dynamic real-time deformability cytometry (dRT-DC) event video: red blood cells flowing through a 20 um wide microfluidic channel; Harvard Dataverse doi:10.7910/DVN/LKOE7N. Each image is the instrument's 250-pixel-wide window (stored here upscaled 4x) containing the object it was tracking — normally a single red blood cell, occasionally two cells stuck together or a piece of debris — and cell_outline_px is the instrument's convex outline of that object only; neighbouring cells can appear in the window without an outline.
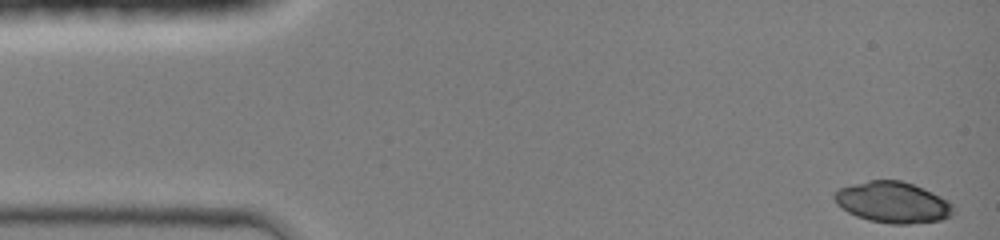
{"species": "common noctule bat (a hibernating species)", "species_latin": "Nyctalus noctula", "temperature_condition": "room temperature", "stored_images_in_passage": 41, "camera_frame_rate_fps": 3000, "um_per_image_px": 0.085, "animal": {"sex": "female", "body_mass_g": 19.0, "forearm_length_mm": 51.5}, "frame": {"image": 1, "passage_image": 1, "time_ms": 0.0, "image_size_px": [1000, 240], "cell_outline_px": [[956, 212], [952, 216], [940, 220], [908, 224], [892, 224], [868, 220], [856, 216], [848, 212], [836, 204], [832, 196], [840, 188], [852, 184], [868, 180], [900, 180], [924, 188], [956, 204]], "centroid_in_image_um": [75.93, 17.2], "position_along_channel_um": 9.1, "area_um2": 28.78}}
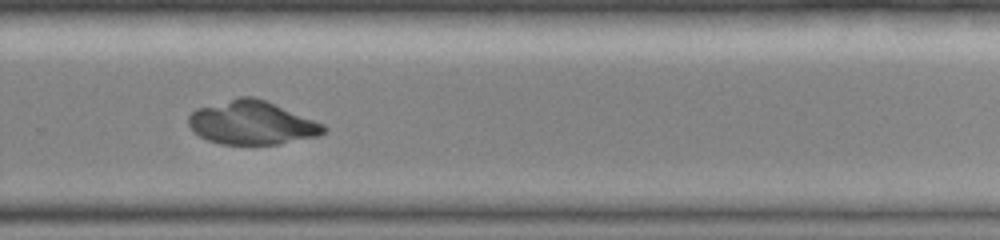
{"frame": {"image": 2, "passage_image": 30, "time_ms": 9.667, "image_size_px": [1000, 240], "cell_outline_px": [[328, 128], [320, 136], [280, 144], [220, 144], [208, 140], [200, 136], [188, 124], [188, 116], [196, 108], [240, 96], [256, 96], [324, 124]], "centroid_in_image_um": [21.43, 10.43], "position_along_channel_um": 308.4, "area_um2": 34.39}}